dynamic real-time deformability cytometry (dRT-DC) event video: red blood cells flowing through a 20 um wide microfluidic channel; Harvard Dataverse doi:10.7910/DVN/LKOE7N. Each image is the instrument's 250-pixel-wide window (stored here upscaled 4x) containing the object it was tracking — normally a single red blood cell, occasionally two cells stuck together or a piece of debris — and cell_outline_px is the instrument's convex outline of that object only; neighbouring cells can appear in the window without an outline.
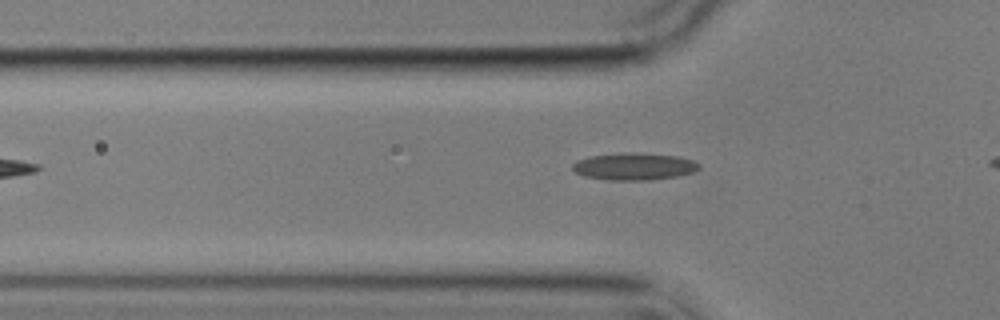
{"species": "common noctule bat (a hibernating species)", "species_latin": "Nyctalus noctula", "temperature_condition": "cold", "stored_images_in_passage": 4, "camera_frame_rate_fps": 3000, "um_per_image_px": 0.085, "animal": {"sex": "male", "body_mass_g": 17.9}, "frame": {"image": 1, "passage_image": 4, "time_ms": 4.0, "image_size_px": [1000, 320], "cell_outline_px": [[700, 168], [692, 172], [676, 176], [648, 180], [608, 180], [584, 176], [576, 172], [572, 168], [572, 164], [576, 160], [588, 156], [676, 156], [692, 160], [700, 164]], "centroid_in_image_um": [53.87, 14.21], "position_along_channel_um": 71.9, "area_um2": 18.61}}